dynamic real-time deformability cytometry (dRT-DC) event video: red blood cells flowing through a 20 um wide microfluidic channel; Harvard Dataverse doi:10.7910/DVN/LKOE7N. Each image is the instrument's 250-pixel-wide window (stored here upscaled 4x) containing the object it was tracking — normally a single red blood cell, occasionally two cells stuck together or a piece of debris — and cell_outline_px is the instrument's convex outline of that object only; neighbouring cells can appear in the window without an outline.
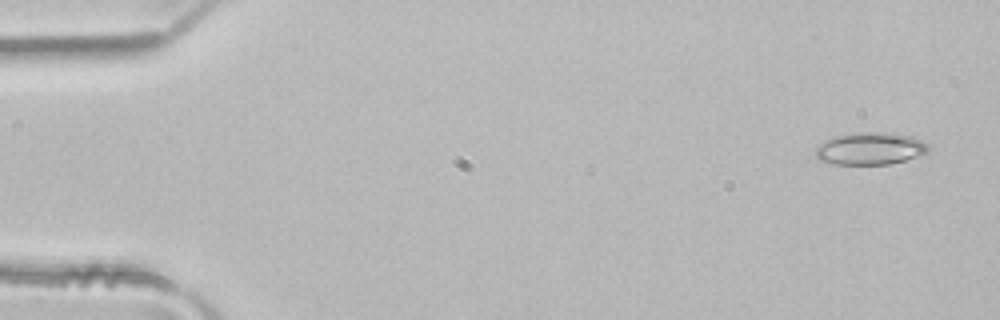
{"species": "common noctule bat (a hibernating species)", "species_latin": "Nyctalus noctula", "temperature_condition": "room temperature", "stored_images_in_passage": 4, "camera_frame_rate_fps": 3000, "um_per_image_px": 0.085, "animal": {"sex": "male", "body_mass_g": 21.5, "forearm_length_mm": 52.0}, "frame": {"image": 1, "passage_image": 1, "time_ms": 0.0, "image_size_px": [1000, 320], "cell_outline_px": [[928, 152], [920, 156], [888, 164], [832, 164], [820, 160], [816, 156], [816, 148], [824, 140], [836, 136], [864, 132], [880, 132], [912, 136], [928, 144]], "centroid_in_image_um": [73.97, 12.63], "position_along_channel_um": 11.0, "area_um2": 21.04}}
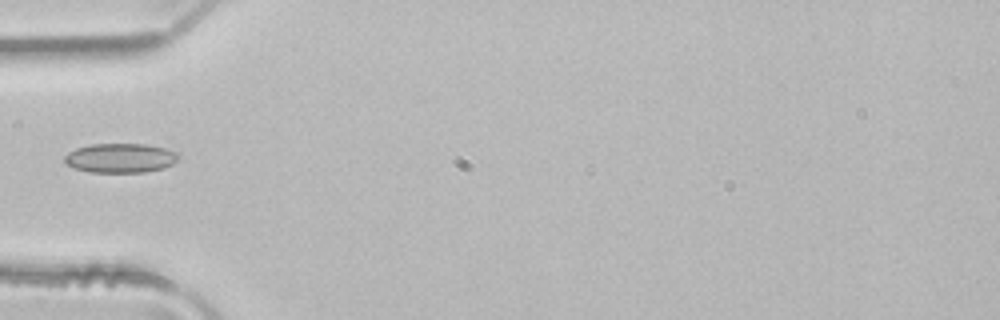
{"frame": {"image": 2, "passage_image": 4, "time_ms": 1.0, "image_size_px": [1000, 320], "cell_outline_px": [[176, 160], [172, 164], [164, 168], [144, 172], [88, 172], [76, 168], [68, 164], [64, 160], [64, 156], [68, 152], [76, 148], [92, 144], [144, 144], [164, 148], [176, 152]], "centroid_in_image_um": [10.2, 13.43], "position_along_channel_um": 74.8, "area_um2": 19.25}}